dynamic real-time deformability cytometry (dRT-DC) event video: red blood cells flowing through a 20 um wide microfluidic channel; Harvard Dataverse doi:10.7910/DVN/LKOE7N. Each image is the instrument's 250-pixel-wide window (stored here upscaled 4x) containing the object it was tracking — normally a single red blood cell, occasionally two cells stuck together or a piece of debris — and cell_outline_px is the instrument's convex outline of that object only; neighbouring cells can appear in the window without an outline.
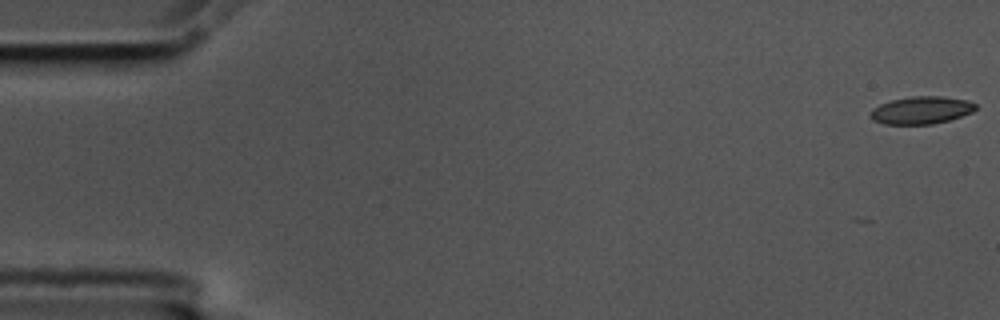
{"species": "common noctule bat (a hibernating species)", "species_latin": "Nyctalus noctula", "temperature_condition": "cold", "stored_images_in_passage": 7, "camera_frame_rate_fps": 3000, "um_per_image_px": 0.085, "animal": {"sex": "male", "body_mass_g": 17.5, "forearm_length_mm": 52.3}, "frame": {"image": 1, "passage_image": 1, "time_ms": 0.0, "image_size_px": [1000, 320], "cell_outline_px": [[976, 108], [972, 112], [948, 120], [932, 124], [884, 124], [872, 120], [872, 108], [880, 104], [892, 100], [912, 96], [940, 96], [968, 100], [976, 104]], "centroid_in_image_um": [78.31, 9.36], "position_along_channel_um": 6.7, "area_um2": 16.7}}